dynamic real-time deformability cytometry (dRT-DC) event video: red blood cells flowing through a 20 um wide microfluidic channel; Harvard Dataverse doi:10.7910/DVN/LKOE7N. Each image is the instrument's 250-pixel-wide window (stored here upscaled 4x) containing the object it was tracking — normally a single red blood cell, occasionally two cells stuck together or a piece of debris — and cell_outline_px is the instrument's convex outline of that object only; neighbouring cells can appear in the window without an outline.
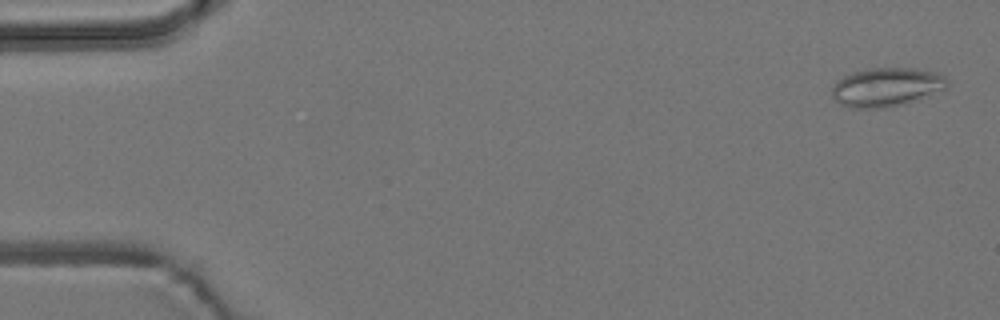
{"species": "common noctule bat (a hibernating species)", "species_latin": "Nyctalus noctula", "temperature_condition": "room temperature", "stored_images_in_passage": 5, "camera_frame_rate_fps": 3000, "um_per_image_px": 0.085, "animal": {"sex": "male", "body_mass_g": 19.2, "forearm_length_mm": 51.8}, "frame": {"image": 1, "passage_image": 1, "time_ms": 0.0, "image_size_px": [1000, 320], "cell_outline_px": [[948, 88], [904, 104], [884, 108], [852, 108], [840, 104], [832, 96], [832, 88], [836, 80], [844, 76], [868, 68], [912, 68], [940, 72], [948, 80]], "centroid_in_image_um": [75.37, 7.4], "position_along_channel_um": 9.6, "area_um2": 26.18}}